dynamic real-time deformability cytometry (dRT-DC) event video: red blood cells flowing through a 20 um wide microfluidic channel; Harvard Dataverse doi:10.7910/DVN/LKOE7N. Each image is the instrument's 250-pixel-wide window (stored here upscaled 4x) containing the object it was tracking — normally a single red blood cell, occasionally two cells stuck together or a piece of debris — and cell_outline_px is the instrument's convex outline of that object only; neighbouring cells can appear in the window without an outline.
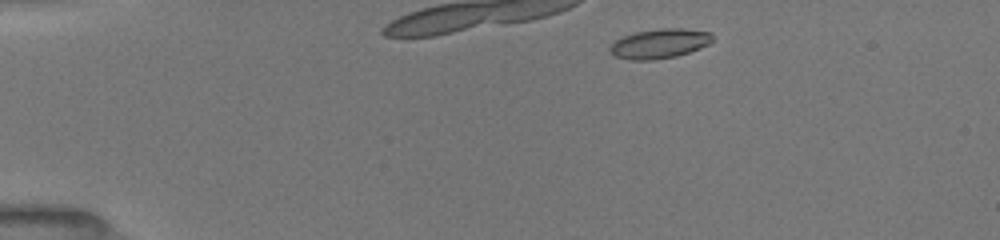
{"species": "common noctule bat (a hibernating species)", "species_latin": "Nyctalus noctula", "temperature_condition": "room temperature", "stored_images_in_passage": 8, "camera_frame_rate_fps": 3000, "um_per_image_px": 0.085, "animal": {"sex": "female", "body_mass_g": 19.5, "forearm_length_mm": 54.1}, "frame": {"image": 1, "passage_image": 1, "time_ms": 0.0, "image_size_px": [1000, 240], "cell_outline_px": [[712, 40], [708, 44], [700, 48], [676, 56], [652, 60], [632, 60], [612, 56], [608, 48], [616, 40], [624, 36], [636, 32], [660, 28], [684, 28], [712, 32]], "centroid_in_image_um": [56.05, 3.7], "position_along_channel_um": 29.0, "area_um2": 17.69}}